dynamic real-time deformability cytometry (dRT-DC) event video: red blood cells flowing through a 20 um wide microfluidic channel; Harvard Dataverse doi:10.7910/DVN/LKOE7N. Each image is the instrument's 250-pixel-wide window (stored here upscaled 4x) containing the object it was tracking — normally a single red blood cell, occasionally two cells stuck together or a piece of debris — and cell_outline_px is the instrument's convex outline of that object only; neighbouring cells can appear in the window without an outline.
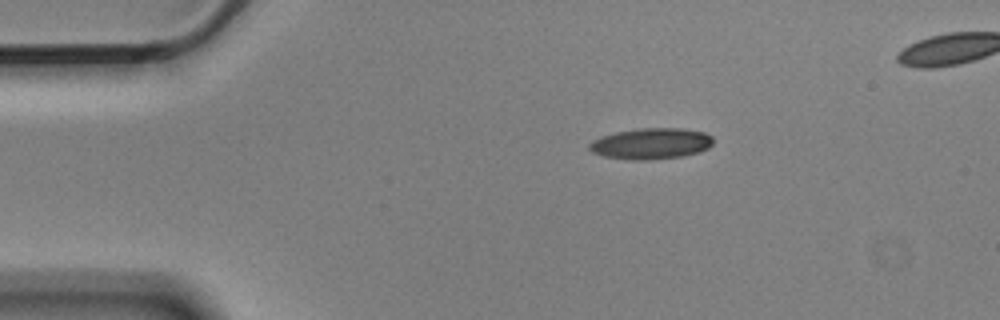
{"species": "Egyptian fruit bat (a non-hibernating species)", "species_latin": "Rousettus aegyptiacus", "temperature_condition": "cold", "stored_images_in_passage": 3, "camera_frame_rate_fps": 3000, "um_per_image_px": 0.085, "animal": {"sex": "male"}, "frame": {"image": 1, "passage_image": 1, "time_ms": 0.0, "image_size_px": [1000, 320], "cell_outline_px": [[712, 144], [708, 148], [700, 152], [684, 156], [644, 160], [636, 160], [604, 156], [592, 152], [588, 148], [588, 144], [592, 140], [600, 136], [616, 132], [640, 128], [680, 128], [704, 132], [712, 136]], "centroid_in_image_um": [55.33, 12.2], "position_along_channel_um": 29.7, "area_um2": 22.43}}